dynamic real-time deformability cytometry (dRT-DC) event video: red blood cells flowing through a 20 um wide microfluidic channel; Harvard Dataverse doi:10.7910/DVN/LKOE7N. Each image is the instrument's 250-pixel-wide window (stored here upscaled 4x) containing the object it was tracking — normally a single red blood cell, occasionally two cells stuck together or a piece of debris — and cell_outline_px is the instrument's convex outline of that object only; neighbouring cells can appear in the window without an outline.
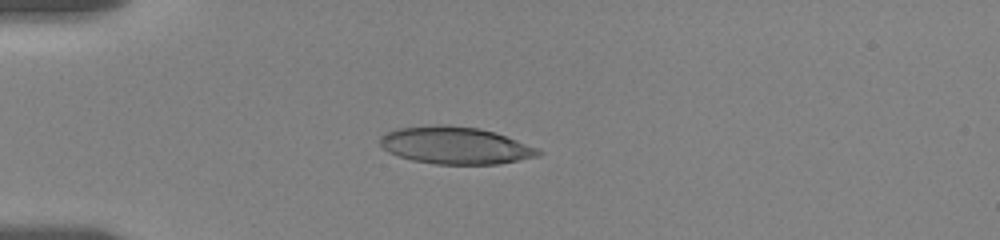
{"species": "human", "species_latin": "Homo sapiens", "temperature_condition": "room temperature", "stored_images_in_passage": 42, "camera_frame_rate_fps": 3000, "um_per_image_px": 0.085, "donor": {"sex": "female"}, "frame": {"image": 1, "passage_image": 1, "time_ms": 0.0, "image_size_px": [1000, 240], "cell_outline_px": [[544, 152], [540, 156], [500, 164], [436, 164], [412, 160], [388, 152], [380, 144], [380, 136], [388, 132], [400, 128], [440, 124], [448, 124], [480, 128], [496, 132], [540, 148]], "centroid_in_image_um": [38.78, 12.36], "position_along_channel_um": 46.2, "area_um2": 34.62}}
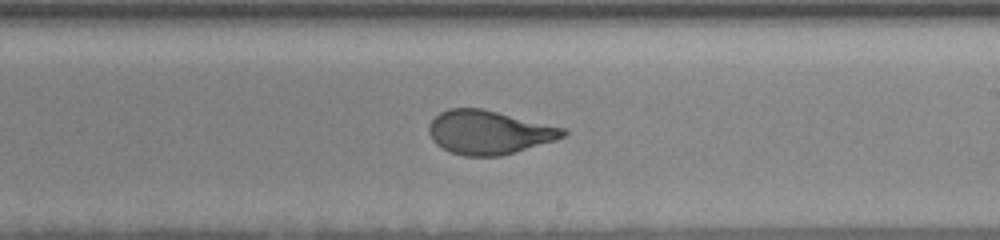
{"frame": {"image": 2, "passage_image": 20, "time_ms": 6.333, "image_size_px": [1000, 240], "cell_outline_px": [[568, 132], [564, 136], [556, 140], [500, 156], [464, 156], [452, 152], [436, 144], [432, 140], [428, 132], [428, 124], [440, 112], [448, 108], [484, 108], [568, 128]], "centroid_in_image_um": [41.58, 11.23], "position_along_channel_um": 247.4, "area_um2": 34.51}}
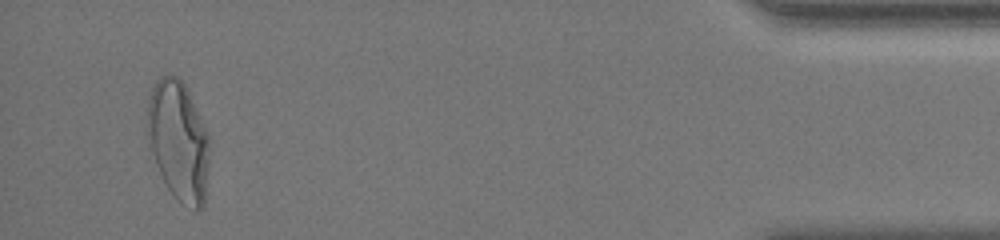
{"frame": {"image": 3, "passage_image": 40, "time_ms": 13.0, "image_size_px": [1000, 240], "cell_outline_px": [[208, 164], [204, 208], [196, 212], [180, 204], [176, 200], [168, 188], [156, 164], [144, 132], [148, 100], [152, 84], [160, 76], [176, 76], [188, 88], [208, 132]], "centroid_in_image_um": [15.14, 11.98], "position_along_channel_um": 420.1, "area_um2": 44.27}, "authors_computed_cell_mechanics": {"area_um2": 34.7956, "velocity_mm_per_s": 3.5499, "shape_relaxation_time_tau1_ms": 5.5267, "shape_relaxation_time_tau2_ms": null, "deformation_change_tau1": 0.2142, "deformation_change_tau2": null}}